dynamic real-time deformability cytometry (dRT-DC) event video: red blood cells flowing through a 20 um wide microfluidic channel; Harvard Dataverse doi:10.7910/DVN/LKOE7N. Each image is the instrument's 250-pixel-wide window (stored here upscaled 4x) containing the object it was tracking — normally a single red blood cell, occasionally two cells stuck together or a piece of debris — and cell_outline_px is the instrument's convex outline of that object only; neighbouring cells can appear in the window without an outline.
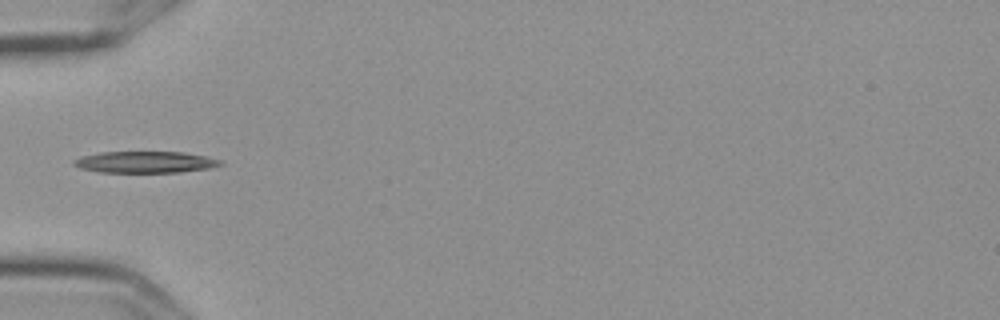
{"species": "Egyptian fruit bat (a non-hibernating species)", "species_latin": "Rousettus aegyptiacus", "temperature_condition": "cold", "stored_images_in_passage": 10, "camera_frame_rate_fps": 3000, "um_per_image_px": 0.085, "frame": {"image": 1, "passage_image": 5, "time_ms": 1.333, "image_size_px": [1000, 320], "cell_outline_px": [[224, 164], [208, 168], [180, 172], [100, 172], [80, 168], [72, 164], [72, 160], [80, 156], [100, 152], [184, 152], [204, 156], [220, 160]], "centroid_in_image_um": [12.29, 13.77], "position_along_channel_um": 72.7, "area_um2": 18.32}}
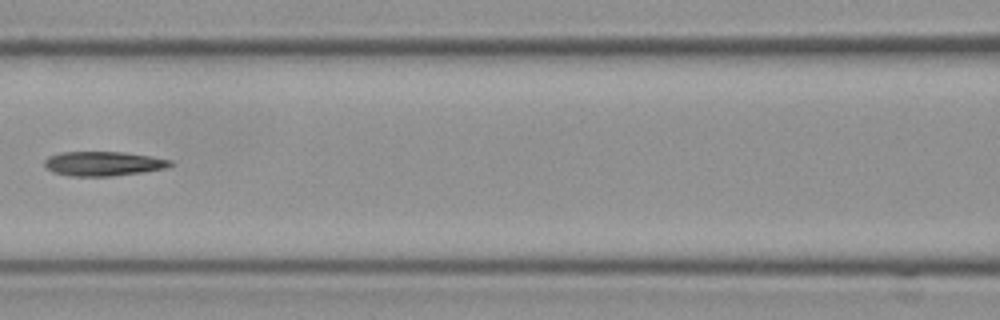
{"frame": {"image": 2, "passage_image": 7, "time_ms": 2.0, "image_size_px": [1000, 320], "cell_outline_px": [[172, 164], [164, 168], [144, 172], [112, 176], [72, 176], [52, 172], [44, 164], [44, 160], [48, 156], [60, 152], [124, 152], [172, 160]], "centroid_in_image_um": [8.74, 13.91], "position_along_channel_um": 157.9, "area_um2": 17.8}}
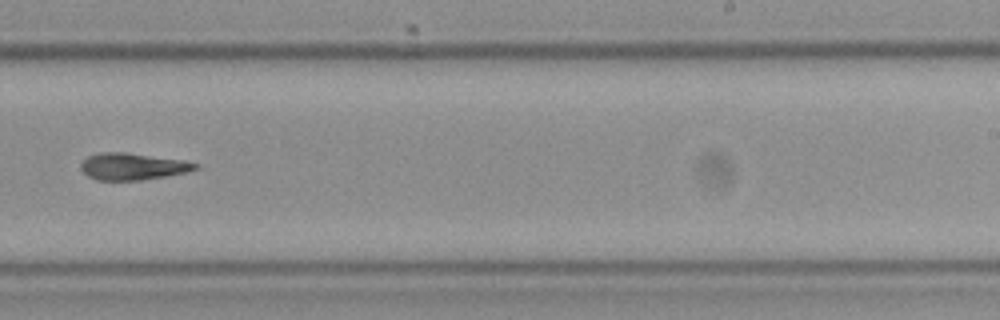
{"frame": {"image": 3, "passage_image": 10, "time_ms": 3.0, "image_size_px": [1000, 320], "cell_outline_px": [[200, 168], [188, 172], [168, 176], [140, 180], [96, 180], [88, 176], [80, 168], [80, 164], [88, 156], [100, 152], [124, 152], [184, 160], [200, 164]], "centroid_in_image_um": [11.31, 14.15], "position_along_channel_um": 277.7, "area_um2": 18.03}}